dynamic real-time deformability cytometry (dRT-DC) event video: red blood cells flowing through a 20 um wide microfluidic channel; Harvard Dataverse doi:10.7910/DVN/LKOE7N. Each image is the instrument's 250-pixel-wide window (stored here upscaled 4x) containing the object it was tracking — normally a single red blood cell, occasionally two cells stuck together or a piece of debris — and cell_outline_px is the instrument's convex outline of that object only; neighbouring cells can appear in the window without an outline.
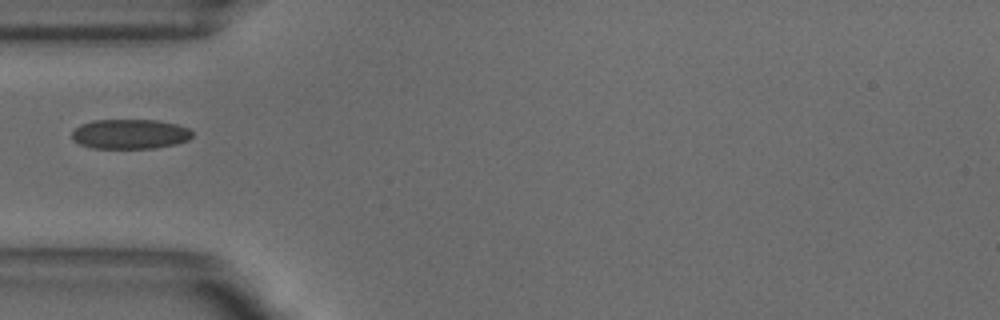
{"species": "common noctule bat (a hibernating species)", "species_latin": "Nyctalus noctula", "temperature_condition": "warm", "stored_images_in_passage": 37, "camera_frame_rate_fps": 3000, "um_per_image_px": 0.085, "animal": {"sex": "male", "body_mass_g": 18.8}, "frame": {"image": 1, "passage_image": 1, "time_ms": 0.0, "image_size_px": [1000, 320], "cell_outline_px": [[192, 136], [188, 140], [176, 144], [156, 148], [92, 148], [80, 144], [72, 140], [72, 132], [80, 124], [92, 120], [156, 120], [176, 124], [188, 128], [192, 132]], "centroid_in_image_um": [11.04, 11.39], "position_along_channel_um": 74.0, "area_um2": 20.92}}
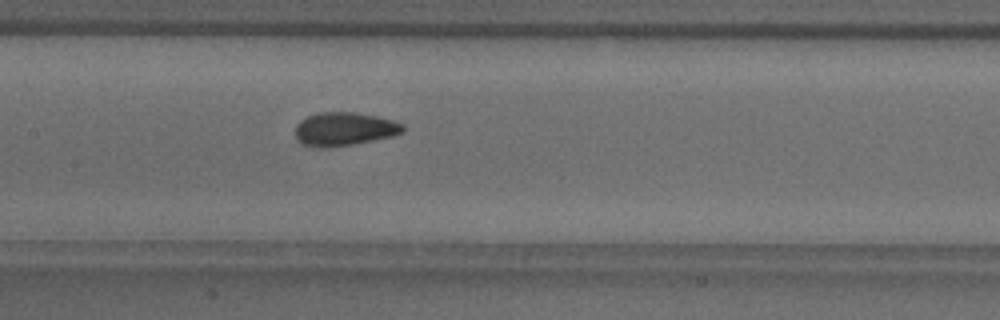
{"frame": {"image": 2, "passage_image": 9, "time_ms": 2.667, "image_size_px": [1000, 320], "cell_outline_px": [[404, 132], [392, 136], [352, 144], [328, 148], [320, 148], [300, 144], [296, 140], [296, 124], [300, 120], [308, 116], [320, 112], [356, 112], [376, 116], [392, 120], [404, 124]], "centroid_in_image_um": [29.24, 10.97], "position_along_channel_um": 178.2, "area_um2": 21.1}}
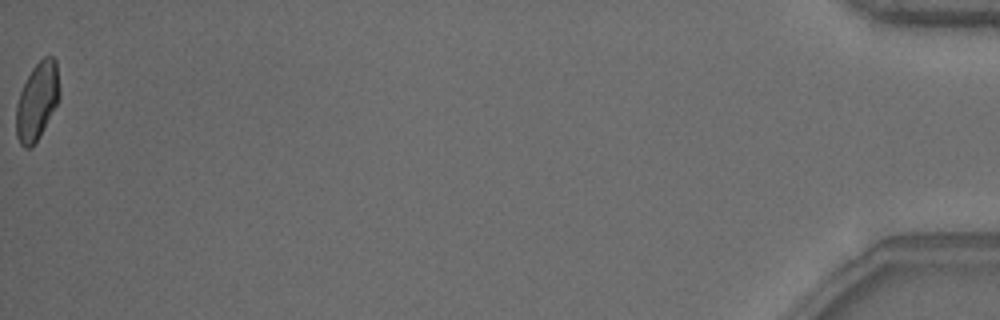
{"frame": {"image": 3, "passage_image": 37, "time_ms": 12.0, "image_size_px": [1000, 320], "cell_outline_px": [[60, 96], [40, 136], [28, 148], [24, 148], [20, 144], [16, 136], [16, 104], [20, 92], [32, 68], [44, 56], [52, 56], [56, 60], [60, 92]], "centroid_in_image_um": [3.15, 8.58], "position_along_channel_um": 432.1, "area_um2": 19.36}}